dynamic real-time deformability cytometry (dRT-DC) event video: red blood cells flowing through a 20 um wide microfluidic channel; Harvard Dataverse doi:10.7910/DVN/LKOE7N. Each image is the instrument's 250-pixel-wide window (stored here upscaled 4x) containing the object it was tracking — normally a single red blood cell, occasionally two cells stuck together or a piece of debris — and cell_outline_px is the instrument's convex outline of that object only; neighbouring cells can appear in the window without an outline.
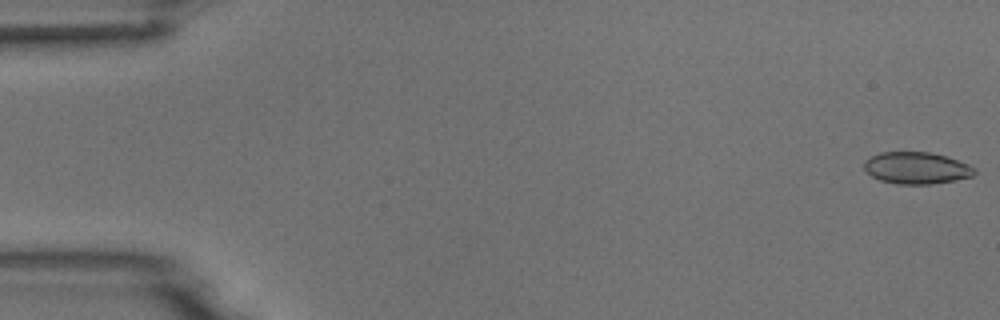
{"species": "common noctule bat (a hibernating species)", "species_latin": "Nyctalus noctula", "temperature_condition": "room temperature", "stored_images_in_passage": 53, "camera_frame_rate_fps": 3000, "um_per_image_px": 0.085, "animal": {"sex": "male", "body_mass_g": 18.8}, "frame": {"image": 1, "passage_image": 1, "time_ms": 0.0, "image_size_px": [1000, 320], "cell_outline_px": [[976, 172], [972, 176], [932, 184], [896, 184], [880, 180], [872, 176], [864, 168], [864, 160], [880, 152], [928, 152], [944, 156], [968, 164], [976, 168]], "centroid_in_image_um": [77.88, 14.28], "position_along_channel_um": 7.1, "area_um2": 20.29}}
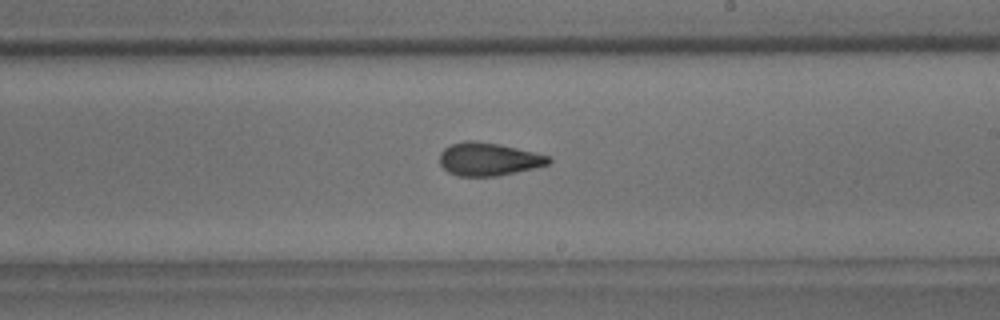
{"frame": {"image": 2, "passage_image": 31, "time_ms": 10.0, "image_size_px": [1000, 320], "cell_outline_px": [[552, 160], [548, 164], [516, 172], [496, 176], [456, 176], [448, 172], [440, 164], [440, 152], [444, 148], [452, 144], [464, 140], [476, 140], [500, 144], [552, 156]], "centroid_in_image_um": [41.52, 13.52], "position_along_channel_um": 247.5, "area_um2": 21.1}}
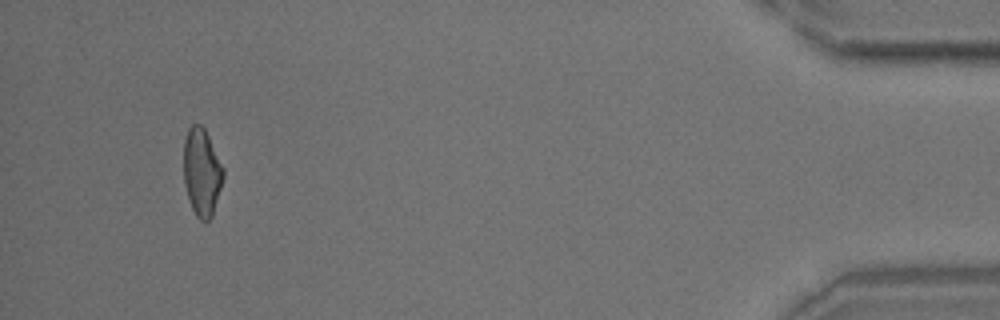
{"frame": {"image": 3, "passage_image": 50, "time_ms": 16.333, "image_size_px": [1000, 320], "cell_outline_px": [[224, 176], [212, 216], [204, 224], [196, 216], [192, 208], [184, 184], [184, 140], [188, 128], [192, 124], [200, 124], [204, 128], [224, 168]], "centroid_in_image_um": [17.15, 14.64], "position_along_channel_um": 418.1, "area_um2": 20.17}}